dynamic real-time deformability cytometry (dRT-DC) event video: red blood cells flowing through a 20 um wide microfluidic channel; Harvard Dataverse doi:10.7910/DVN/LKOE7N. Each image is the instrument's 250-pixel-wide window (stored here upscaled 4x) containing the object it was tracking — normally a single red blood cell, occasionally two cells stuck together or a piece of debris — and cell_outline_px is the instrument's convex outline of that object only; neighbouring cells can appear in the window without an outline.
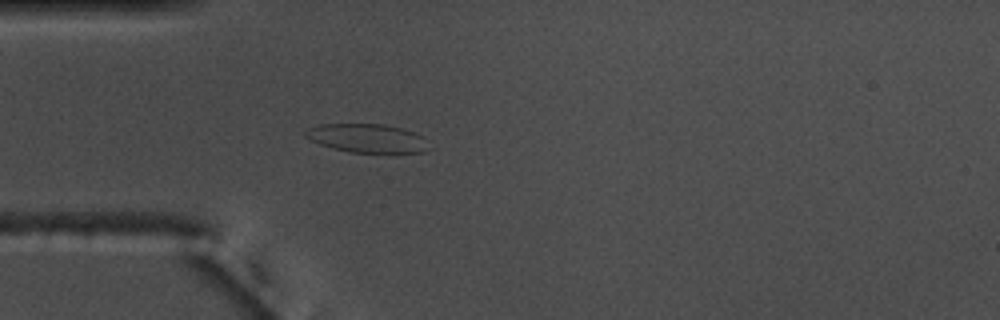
{"species": "common noctule bat (a hibernating species)", "species_latin": "Nyctalus noctula", "temperature_condition": "warm", "stored_images_in_passage": 40, "camera_frame_rate_fps": 3000, "um_per_image_px": 0.085, "animal": {"sex": "male", "body_mass_g": 17.5, "forearm_length_mm": 52.3}, "frame": {"image": 1, "passage_image": 1, "time_ms": 0.0, "image_size_px": [1000, 320], "cell_outline_px": [[424, 152], [348, 152], [332, 148], [320, 144], [304, 136], [304, 132], [308, 128], [320, 124], [384, 124], [400, 128], [424, 136]], "centroid_in_image_um": [31.12, 11.73], "position_along_channel_um": 53.9, "area_um2": 20.17}}
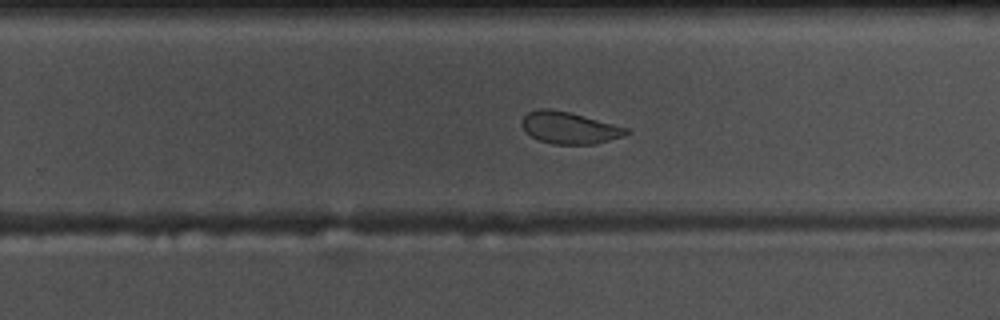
{"frame": {"image": 2, "passage_image": 20, "time_ms": 6.333, "image_size_px": [1000, 320], "cell_outline_px": [[632, 132], [596, 144], [552, 144], [540, 140], [524, 132], [520, 124], [524, 116], [528, 112], [536, 108], [548, 108], [568, 112], [628, 128]], "centroid_in_image_um": [48.33, 10.86], "position_along_channel_um": 281.5, "area_um2": 19.25}}
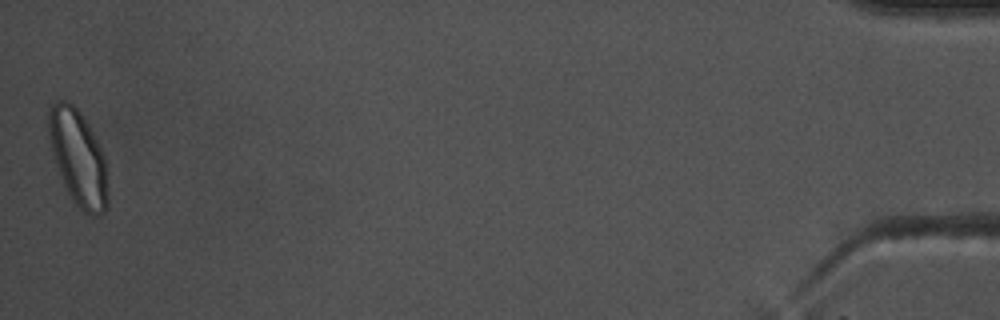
{"frame": {"image": 3, "passage_image": 40, "time_ms": 13.0, "image_size_px": [1000, 320], "cell_outline_px": [[108, 208], [104, 212], [96, 216], [92, 216], [84, 212], [76, 204], [68, 192], [64, 184], [52, 148], [48, 132], [48, 108], [56, 100], [64, 100], [72, 104], [80, 112], [88, 124], [104, 156], [108, 196]], "centroid_in_image_um": [6.66, 13.41], "position_along_channel_um": 428.5, "area_um2": 32.37}, "authors_computed_cell_mechanics": {"area_um2": 20.3456, "velocity_mm_per_s": 3.6974, "shape_relaxation_time_tau1_ms": 7.8448, "shape_relaxation_time_tau2_ms": 1.1366, "deformation_change_tau1": 0.168, "deformation_change_tau2": 0.0448}}